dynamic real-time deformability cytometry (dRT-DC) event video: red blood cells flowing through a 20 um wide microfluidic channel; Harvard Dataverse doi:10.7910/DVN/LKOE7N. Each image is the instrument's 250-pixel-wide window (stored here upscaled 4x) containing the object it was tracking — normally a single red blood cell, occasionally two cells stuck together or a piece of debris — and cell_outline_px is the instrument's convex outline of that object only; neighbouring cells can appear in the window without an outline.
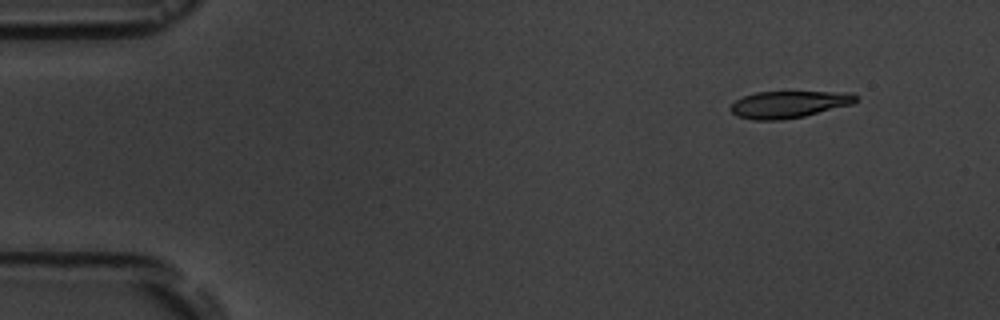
{"species": "common noctule bat (a hibernating species)", "species_latin": "Nyctalus noctula", "temperature_condition": "room temperature", "stored_images_in_passage": 6, "segment_of_instrument_passage": [2, 2], "camera_frame_rate_fps": 3000, "um_per_image_px": 0.085, "animal": {"sex": "male", "body_mass_g": 19.5, "forearm_length_mm": 54.6}, "frame": {"image": 1, "passage_image": 6, "time_ms": 5.667, "image_size_px": [1000, 320], "cell_outline_px": [[860, 96], [852, 104], [804, 116], [780, 120], [752, 120], [736, 116], [728, 108], [736, 100], [744, 96], [756, 92], [852, 92]], "centroid_in_image_um": [67.04, 8.87], "position_along_channel_um": 18.0, "area_um2": 19.71}}